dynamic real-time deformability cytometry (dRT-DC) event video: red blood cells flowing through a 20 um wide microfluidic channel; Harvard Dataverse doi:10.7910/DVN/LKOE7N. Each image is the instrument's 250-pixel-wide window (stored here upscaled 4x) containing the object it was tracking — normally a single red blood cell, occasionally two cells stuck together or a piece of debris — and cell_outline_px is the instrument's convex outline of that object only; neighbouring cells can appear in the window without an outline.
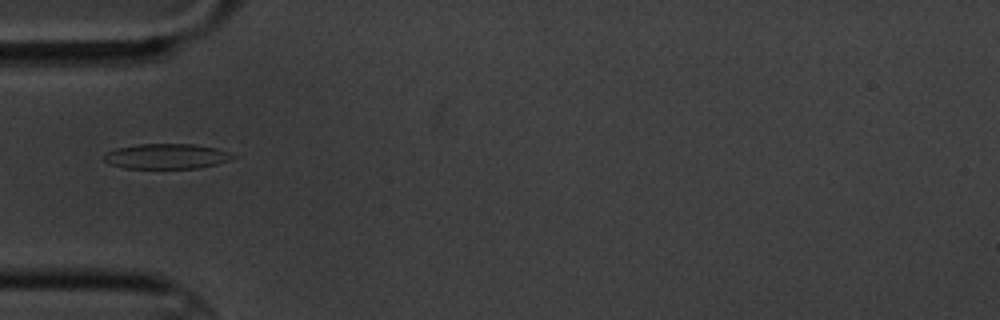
{"species": "common noctule bat (a hibernating species)", "species_latin": "Nyctalus noctula", "temperature_condition": "cold", "stored_images_in_passage": 8, "camera_frame_rate_fps": 3000, "um_per_image_px": 0.085, "animal": {"sex": "male", "body_mass_g": 20.1, "forearm_length_mm": 53.5}, "frame": {"image": 1, "passage_image": 6, "time_ms": 5.667, "image_size_px": [1000, 320], "cell_outline_px": [[236, 156], [228, 160], [216, 164], [200, 168], [124, 168], [108, 164], [104, 160], [104, 156], [108, 152], [116, 148], [140, 144], [196, 144], [216, 148], [228, 152]], "centroid_in_image_um": [14.14, 13.28], "position_along_channel_um": 70.9, "area_um2": 18.79}}
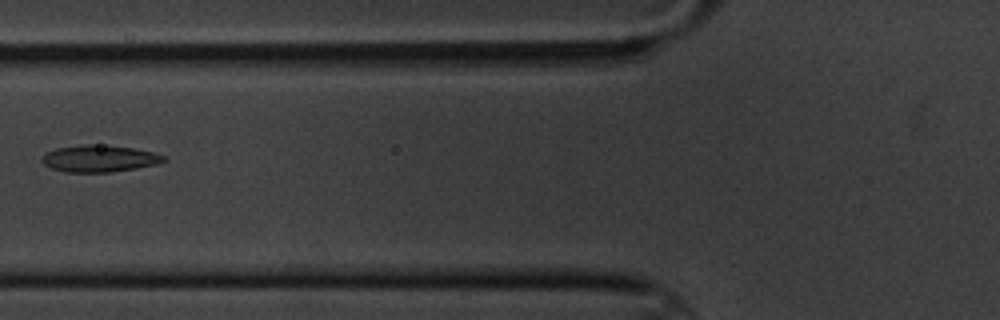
{"frame": {"image": 2, "passage_image": 7, "time_ms": 7.0, "image_size_px": [1000, 320], "cell_outline_px": [[168, 160], [156, 164], [136, 168], [112, 172], [64, 172], [52, 168], [44, 164], [40, 160], [48, 152], [56, 148], [88, 144], [92, 144], [132, 148], [152, 152], [164, 156]], "centroid_in_image_um": [8.44, 13.49], "position_along_channel_um": 117.4, "area_um2": 18.79}}
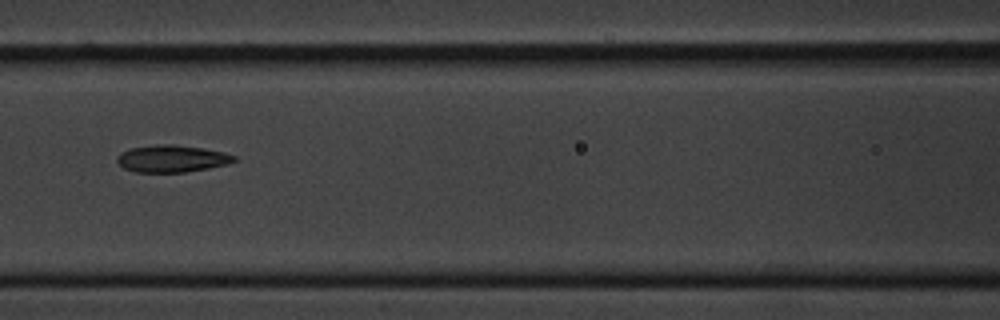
{"frame": {"image": 3, "passage_image": 8, "time_ms": 8.0, "image_size_px": [1000, 320], "cell_outline_px": [[236, 160], [228, 164], [208, 168], [184, 172], [136, 172], [124, 168], [116, 160], [116, 156], [120, 152], [128, 148], [156, 144], [172, 144], [204, 148], [224, 152], [236, 156]], "centroid_in_image_um": [14.58, 13.47], "position_along_channel_um": 152.0, "area_um2": 18.61}}